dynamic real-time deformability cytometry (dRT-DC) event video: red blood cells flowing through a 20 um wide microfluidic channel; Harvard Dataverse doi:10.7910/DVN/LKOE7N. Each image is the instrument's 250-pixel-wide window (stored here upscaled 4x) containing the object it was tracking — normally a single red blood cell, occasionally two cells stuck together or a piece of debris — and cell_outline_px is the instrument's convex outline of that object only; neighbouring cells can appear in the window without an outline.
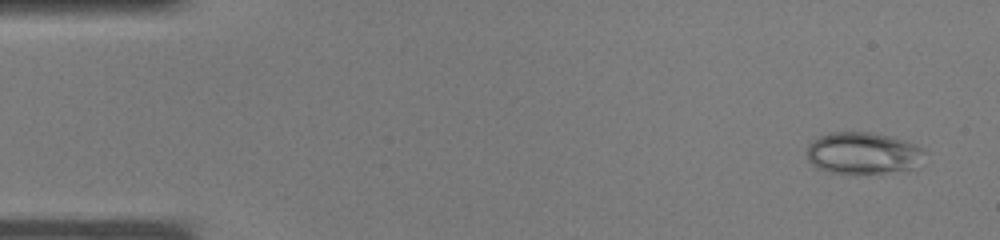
{"species": "common noctule bat (a hibernating species)", "species_latin": "Nyctalus noctula", "temperature_condition": "warm", "stored_images_in_passage": 37, "camera_frame_rate_fps": 3000, "um_per_image_px": 0.085, "animal": {"sex": "male", "body_mass_g": 19.0, "forearm_length_mm": 50.8}, "frame": {"image": 1, "passage_image": 2, "time_ms": 0.333, "image_size_px": [1000, 240], "cell_outline_px": [[928, 152], [912, 168], [856, 176], [828, 172], [816, 168], [808, 160], [808, 144], [812, 140], [820, 136], [832, 132], [872, 132], [892, 136], [904, 140], [924, 148]], "centroid_in_image_um": [73.33, 13.03], "position_along_channel_um": 11.7, "area_um2": 29.19}}
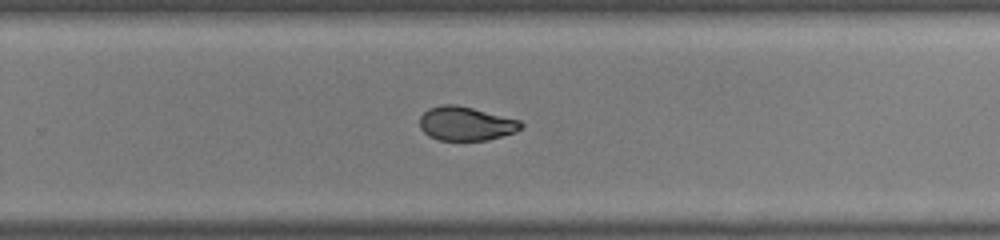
{"frame": {"image": 2, "passage_image": 24, "time_ms": 7.667, "image_size_px": [1000, 240], "cell_outline_px": [[524, 124], [516, 132], [488, 140], [440, 140], [428, 136], [420, 128], [420, 116], [428, 108], [440, 104], [456, 104], [520, 120]], "centroid_in_image_um": [39.58, 10.5], "position_along_channel_um": 290.2, "area_um2": 20.06}}
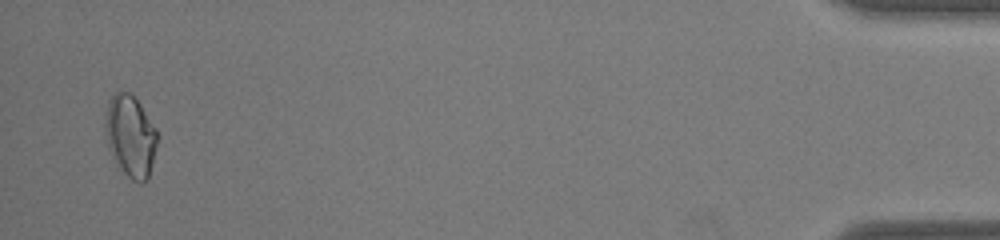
{"frame": {"image": 3, "passage_image": 36, "time_ms": 11.667, "image_size_px": [1000, 240], "cell_outline_px": [[156, 148], [148, 180], [140, 184], [132, 180], [124, 172], [108, 148], [104, 128], [104, 116], [108, 100], [116, 92], [128, 92], [140, 104], [156, 128]], "centroid_in_image_um": [11.07, 11.56], "position_along_channel_um": 424.1, "area_um2": 24.62}}